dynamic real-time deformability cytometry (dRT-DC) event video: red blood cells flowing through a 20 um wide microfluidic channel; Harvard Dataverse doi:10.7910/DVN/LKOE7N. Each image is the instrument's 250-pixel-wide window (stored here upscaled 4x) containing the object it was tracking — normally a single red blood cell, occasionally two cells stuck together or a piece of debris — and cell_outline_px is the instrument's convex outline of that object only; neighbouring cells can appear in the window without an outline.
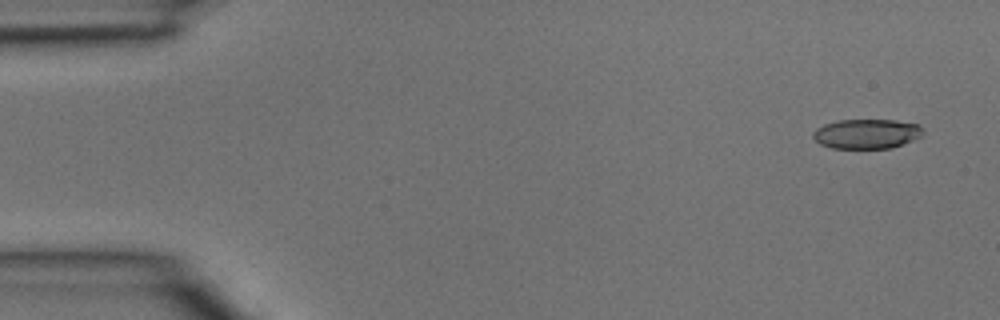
{"species": "common noctule bat (a hibernating species)", "species_latin": "Nyctalus noctula", "temperature_condition": "room temperature", "stored_images_in_passage": 4, "camera_frame_rate_fps": 3000, "um_per_image_px": 0.085, "animal": {"sex": "male", "body_mass_g": 15.6}, "frame": {"image": 1, "passage_image": 1, "time_ms": 0.0, "image_size_px": [1000, 320], "cell_outline_px": [[924, 132], [920, 136], [912, 140], [892, 148], [832, 148], [820, 144], [812, 136], [812, 132], [816, 128], [824, 124], [840, 120], [896, 120], [920, 124]], "centroid_in_image_um": [73.66, 11.37], "position_along_channel_um": 11.3, "area_um2": 19.02}}
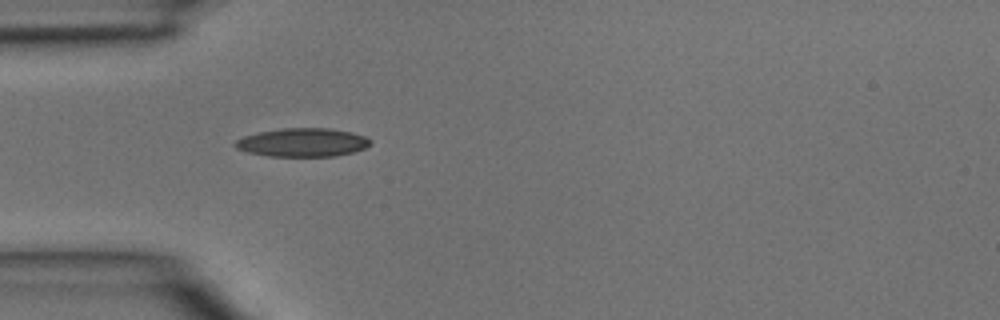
{"frame": {"image": 2, "passage_image": 4, "time_ms": 1.0, "image_size_px": [1000, 320], "cell_outline_px": [[372, 144], [364, 148], [352, 152], [336, 156], [268, 156], [248, 152], [236, 148], [232, 144], [236, 140], [244, 136], [260, 132], [280, 128], [328, 128], [352, 132], [364, 136], [372, 140]], "centroid_in_image_um": [25.72, 12.1], "position_along_channel_um": 59.3, "area_um2": 22.48}}